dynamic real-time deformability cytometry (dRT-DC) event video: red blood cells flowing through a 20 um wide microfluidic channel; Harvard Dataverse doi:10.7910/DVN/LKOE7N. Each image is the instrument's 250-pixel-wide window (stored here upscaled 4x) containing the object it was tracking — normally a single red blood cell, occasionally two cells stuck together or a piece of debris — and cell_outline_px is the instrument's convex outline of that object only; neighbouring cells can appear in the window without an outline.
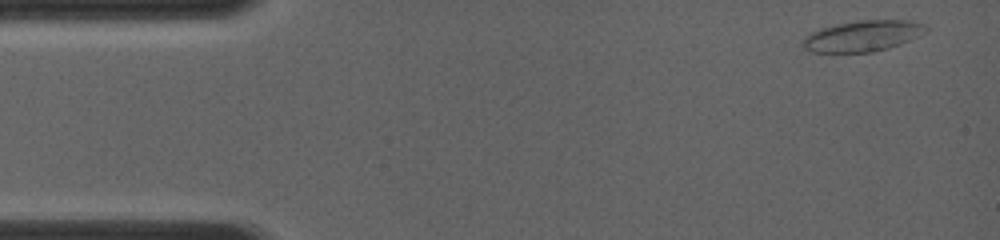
{"species": "common noctule bat (a hibernating species)", "species_latin": "Nyctalus noctula", "temperature_condition": "room temperature", "stored_images_in_passage": 63, "camera_frame_rate_fps": 4000, "um_per_image_px": 0.085, "animal": {"sex": "female", "body_mass_g": 19.0, "forearm_length_mm": 56.7}, "frame": {"image": 1, "passage_image": 1, "time_ms": 0.0, "image_size_px": [1000, 240], "cell_outline_px": [[928, 28], [924, 32], [900, 44], [888, 48], [872, 52], [812, 52], [804, 48], [800, 44], [800, 40], [804, 36], [820, 28], [836, 24], [856, 20], [908, 20], [924, 24]], "centroid_in_image_um": [73.25, 3.05], "position_along_channel_um": 11.7, "area_um2": 22.2}}
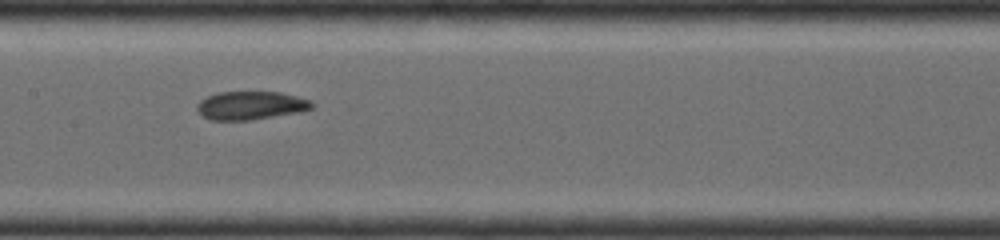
{"frame": {"image": 2, "passage_image": 29, "time_ms": 6.25, "image_size_px": [1000, 240], "cell_outline_px": [[316, 104], [312, 108], [300, 112], [248, 120], [212, 120], [204, 116], [196, 108], [196, 104], [200, 100], [216, 92], [280, 92], [312, 100]], "centroid_in_image_um": [21.34, 8.95], "position_along_channel_um": 186.1, "area_um2": 18.96}}
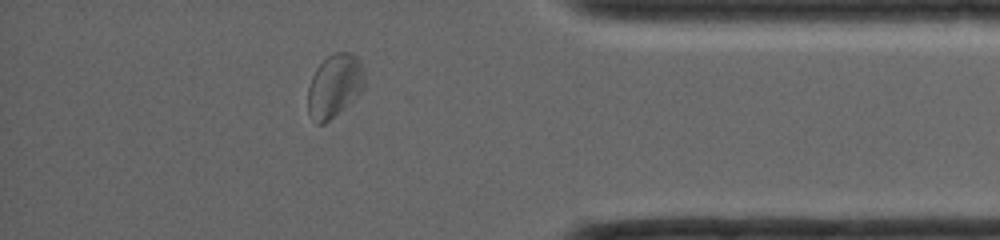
{"frame": {"image": 3, "passage_image": 53, "time_ms": 11.5, "image_size_px": [1000, 240], "cell_outline_px": [[364, 88], [344, 108], [324, 124], [316, 124], [308, 112], [308, 88], [312, 76], [316, 68], [332, 52], [348, 52], [356, 56], [360, 60], [364, 68]], "centroid_in_image_um": [28.43, 7.28], "position_along_channel_um": 406.8, "area_um2": 20.87}}